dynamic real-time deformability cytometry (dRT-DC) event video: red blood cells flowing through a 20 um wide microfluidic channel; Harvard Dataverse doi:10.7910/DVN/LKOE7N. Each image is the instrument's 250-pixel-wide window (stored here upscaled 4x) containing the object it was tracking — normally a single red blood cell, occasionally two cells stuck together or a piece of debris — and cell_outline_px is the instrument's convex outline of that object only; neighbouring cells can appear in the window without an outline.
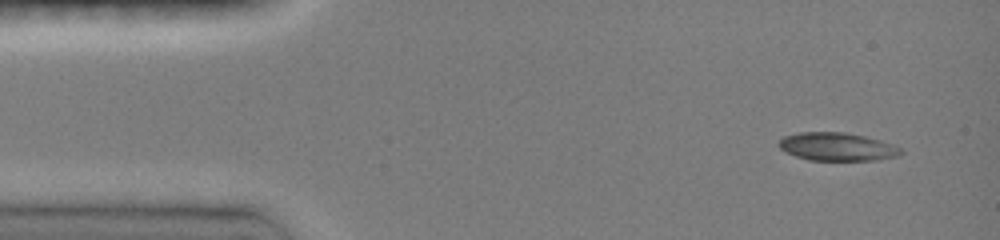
{"species": "common noctule bat (a hibernating species)", "species_latin": "Nyctalus noctula", "temperature_condition": "room temperature", "stored_images_in_passage": 7, "camera_frame_rate_fps": 3000, "um_per_image_px": 0.085, "animal": {"sex": "female", "body_mass_g": 19.0, "forearm_length_mm": 51.5}, "frame": {"image": 1, "passage_image": 1, "time_ms": 0.0, "image_size_px": [1000, 240], "cell_outline_px": [[904, 152], [900, 156], [876, 160], [808, 160], [784, 152], [776, 144], [784, 136], [800, 132], [844, 132], [864, 136], [880, 140], [892, 144], [900, 148]], "centroid_in_image_um": [71.15, 12.47], "position_along_channel_um": 13.9, "area_um2": 20.11}}
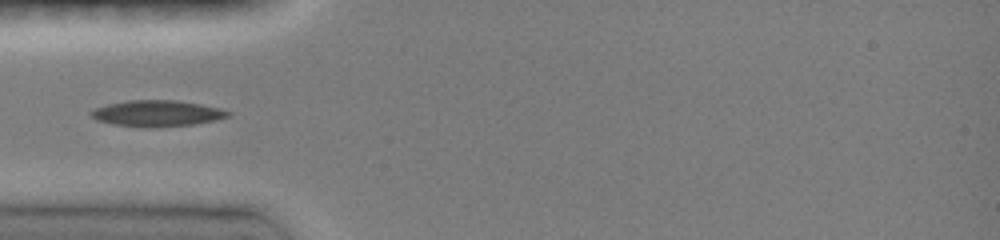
{"frame": {"image": 2, "passage_image": 6, "time_ms": 3.667, "image_size_px": [1000, 240], "cell_outline_px": [[232, 112], [228, 116], [216, 120], [192, 124], [156, 128], [144, 128], [112, 124], [96, 120], [88, 112], [96, 108], [108, 104], [128, 100], [176, 100], [200, 104], [220, 108]], "centroid_in_image_um": [13.33, 9.64], "position_along_channel_um": 71.7, "area_um2": 20.98}}